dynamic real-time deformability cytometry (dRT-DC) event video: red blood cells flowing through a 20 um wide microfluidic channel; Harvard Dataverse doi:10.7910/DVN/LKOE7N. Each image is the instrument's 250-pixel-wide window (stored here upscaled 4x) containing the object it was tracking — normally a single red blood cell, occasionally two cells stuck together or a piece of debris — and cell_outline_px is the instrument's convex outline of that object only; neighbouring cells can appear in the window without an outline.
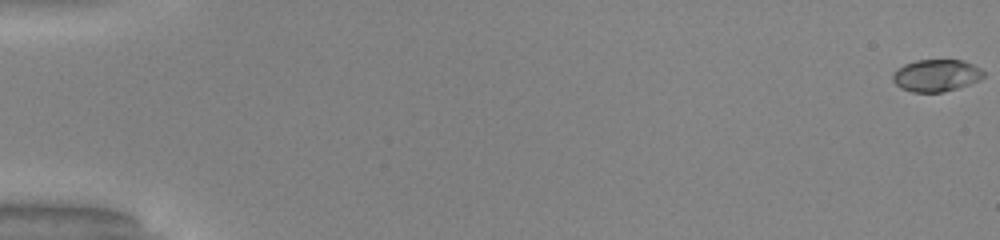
{"species": "common noctule bat (a hibernating species)", "species_latin": "Nyctalus noctula", "temperature_condition": "warm", "stored_images_in_passage": 52, "camera_frame_rate_fps": 3000, "um_per_image_px": 0.085, "animal": {"sex": "male", "body_mass_g": 20.0, "forearm_length_mm": 53.3}, "frame": {"image": 1, "passage_image": 1, "time_ms": 0.0, "image_size_px": [1000, 240], "cell_outline_px": [[984, 76], [980, 80], [944, 92], [912, 92], [900, 88], [892, 80], [892, 72], [896, 68], [904, 64], [916, 60], [964, 60], [980, 68], [984, 72]], "centroid_in_image_um": [79.54, 6.41], "position_along_channel_um": 5.5, "area_um2": 17.11}}
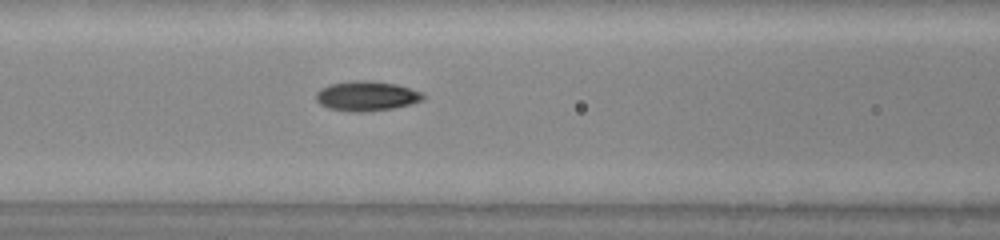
{"frame": {"image": 2, "passage_image": 24, "time_ms": 7.667, "image_size_px": [1000, 240], "cell_outline_px": [[424, 100], [412, 104], [392, 108], [364, 112], [352, 112], [328, 108], [320, 104], [316, 100], [316, 92], [320, 88], [332, 84], [356, 80], [364, 80], [396, 84], [420, 92], [424, 96]], "centroid_in_image_um": [31.14, 8.17], "position_along_channel_um": 135.5, "area_um2": 18.44}}
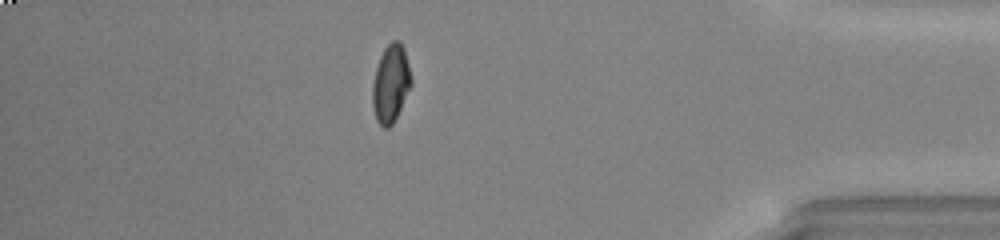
{"frame": {"image": 3, "passage_image": 46, "time_ms": 15.0, "image_size_px": [1000, 240], "cell_outline_px": [[412, 84], [392, 124], [388, 128], [384, 128], [376, 120], [372, 104], [372, 84], [376, 68], [380, 56], [384, 48], [392, 40], [400, 40], [404, 48], [412, 80]], "centroid_in_image_um": [33.2, 7.08], "position_along_channel_um": 402.0, "area_um2": 17.46}, "authors_computed_cell_mechanics": {"area_um2": 17.4556, "velocity_mm_per_s": 4.1097, "shape_relaxation_time_tau1_ms": 5.2814, "shape_relaxation_time_tau2_ms": 1.1348, "deformation_change_tau1": 0.1953, "deformation_change_tau2": 0.0441}}